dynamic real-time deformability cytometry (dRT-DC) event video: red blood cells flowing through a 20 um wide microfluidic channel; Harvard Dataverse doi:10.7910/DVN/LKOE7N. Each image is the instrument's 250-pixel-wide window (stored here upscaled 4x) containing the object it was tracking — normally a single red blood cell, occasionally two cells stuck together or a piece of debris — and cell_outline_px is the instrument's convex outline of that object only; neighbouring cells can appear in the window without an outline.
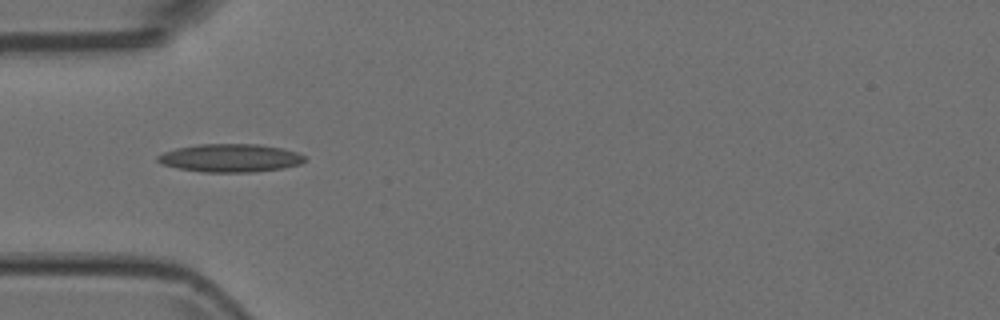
{"species": "Egyptian fruit bat (a non-hibernating species)", "species_latin": "Rousettus aegyptiacus", "temperature_condition": "room temperature", "stored_images_in_passage": 9, "camera_frame_rate_fps": 3000, "um_per_image_px": 0.085, "animal": {"sex": "female"}, "frame": {"image": 1, "passage_image": 5, "time_ms": 1.333, "image_size_px": [1000, 320], "cell_outline_px": [[308, 160], [300, 164], [284, 168], [252, 172], [204, 172], [180, 168], [160, 164], [156, 160], [156, 156], [164, 152], [176, 148], [200, 144], [260, 144], [284, 148], [296, 152], [304, 156]], "centroid_in_image_um": [19.59, 13.42], "position_along_channel_um": 65.4, "area_um2": 24.22}}
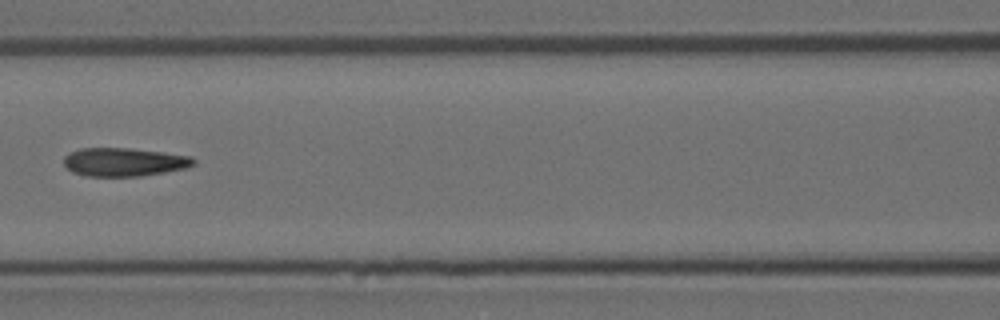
{"frame": {"image": 2, "passage_image": 7, "time_ms": 2.0, "image_size_px": [1000, 320], "cell_outline_px": [[196, 164], [188, 168], [140, 176], [88, 176], [72, 172], [64, 164], [64, 156], [68, 152], [80, 148], [132, 148], [164, 152], [192, 156], [196, 160]], "centroid_in_image_um": [10.58, 13.76], "position_along_channel_um": 156.0, "area_um2": 21.73}}
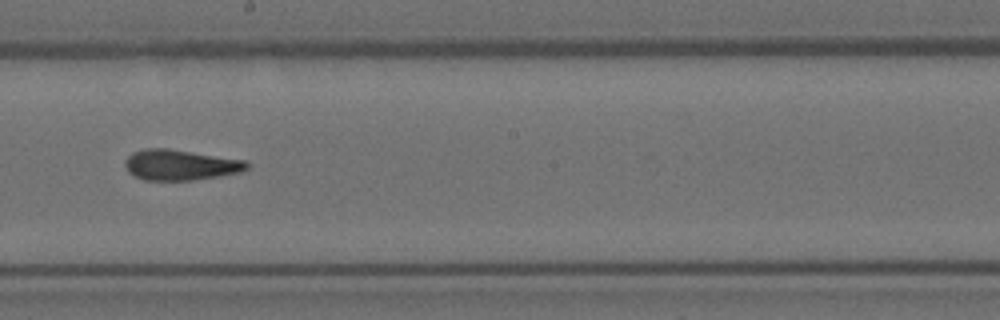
{"frame": {"image": 3, "passage_image": 9, "time_ms": 2.667, "image_size_px": [1000, 320], "cell_outline_px": [[248, 168], [240, 172], [220, 176], [192, 180], [144, 180], [128, 172], [124, 164], [124, 160], [132, 152], [144, 148], [168, 148], [248, 160]], "centroid_in_image_um": [15.33, 14.0], "position_along_channel_um": 232.9, "area_um2": 21.91}}